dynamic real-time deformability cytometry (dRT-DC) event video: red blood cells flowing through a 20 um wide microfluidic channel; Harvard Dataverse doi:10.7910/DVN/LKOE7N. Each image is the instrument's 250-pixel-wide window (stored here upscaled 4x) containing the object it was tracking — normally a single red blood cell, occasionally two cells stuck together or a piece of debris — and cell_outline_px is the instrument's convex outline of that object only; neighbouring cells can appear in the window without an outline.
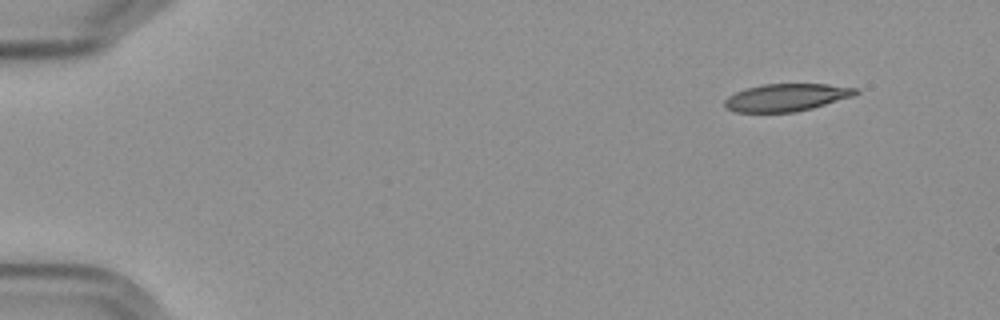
{"species": "Egyptian fruit bat (a non-hibernating species)", "species_latin": "Rousettus aegyptiacus", "temperature_condition": "cold", "stored_images_in_passage": 5, "camera_frame_rate_fps": 3000, "um_per_image_px": 0.085, "frame": {"image": 1, "passage_image": 1, "time_ms": 0.0, "image_size_px": [1000, 320], "cell_outline_px": [[860, 92], [852, 96], [812, 108], [796, 112], [736, 112], [724, 108], [724, 100], [728, 96], [744, 88], [764, 84], [828, 84], [860, 88]], "centroid_in_image_um": [66.83, 8.28], "position_along_channel_um": 18.2, "area_um2": 21.1}}
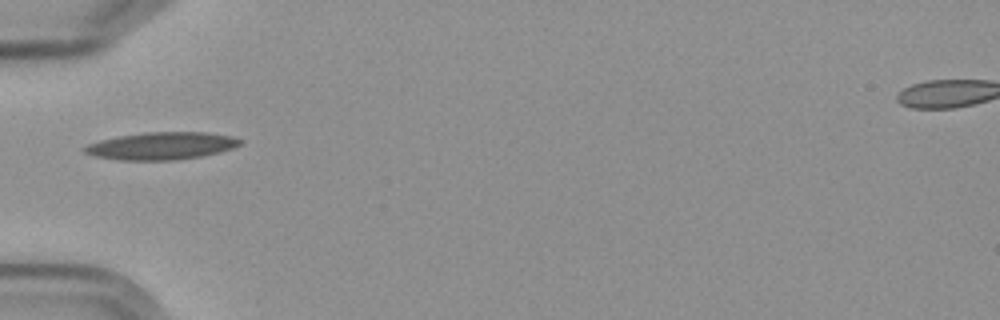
{"frame": {"image": 2, "passage_image": 5, "time_ms": 4.667, "image_size_px": [1000, 320], "cell_outline_px": [[244, 140], [240, 144], [232, 148], [220, 152], [200, 156], [176, 160], [116, 160], [92, 156], [84, 152], [80, 148], [88, 144], [100, 140], [116, 136], [144, 132], [208, 132], [232, 136]], "centroid_in_image_um": [13.68, 12.4], "position_along_channel_um": 71.3, "area_um2": 25.14}}